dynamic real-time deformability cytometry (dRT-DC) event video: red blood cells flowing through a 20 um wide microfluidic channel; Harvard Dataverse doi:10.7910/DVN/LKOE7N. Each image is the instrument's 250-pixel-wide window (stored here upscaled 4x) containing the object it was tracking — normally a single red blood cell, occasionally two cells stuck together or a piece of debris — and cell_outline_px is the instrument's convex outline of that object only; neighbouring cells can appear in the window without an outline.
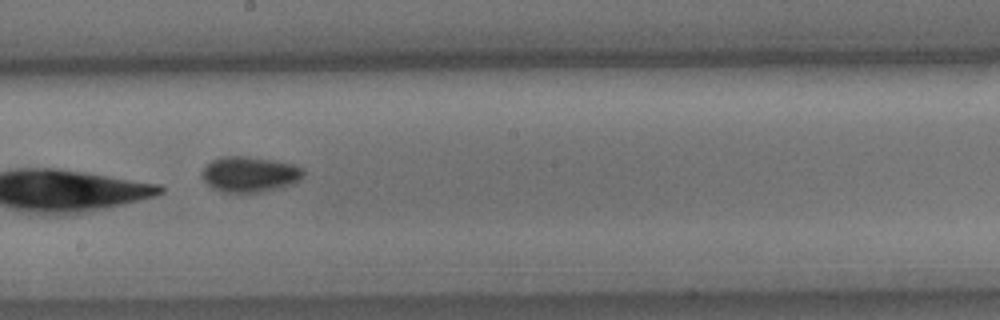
{"species": "common noctule bat (a hibernating species)", "species_latin": "Nyctalus noctula", "temperature_condition": "cold", "stored_images_in_passage": 10, "camera_frame_rate_fps": 3000, "um_per_image_px": 0.085, "animal": {"sex": "male", "body_mass_g": 15.6}, "frame": {"image": 1, "passage_image": 9, "time_ms": 2.667, "image_size_px": [1000, 320], "cell_outline_px": [[304, 176], [300, 180], [292, 184], [280, 188], [260, 192], [224, 192], [212, 188], [200, 176], [200, 172], [212, 160], [220, 156], [248, 156], [272, 160], [292, 164], [304, 168]], "centroid_in_image_um": [21.22, 14.81], "position_along_channel_um": 227.0, "area_um2": 21.15}}
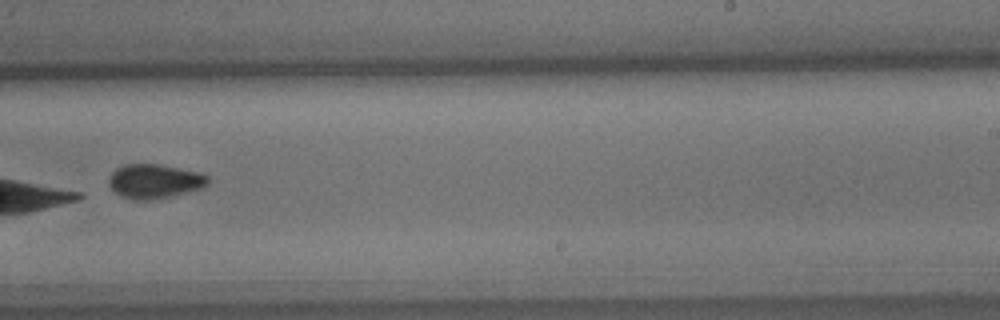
{"frame": {"image": 2, "passage_image": 10, "time_ms": 3.0, "image_size_px": [1000, 320], "cell_outline_px": [[208, 184], [204, 188], [172, 196], [152, 200], [132, 200], [120, 196], [108, 184], [108, 176], [116, 168], [124, 164], [156, 164], [200, 172], [208, 176]], "centroid_in_image_um": [13.12, 15.41], "position_along_channel_um": 275.9, "area_um2": 20.0}}